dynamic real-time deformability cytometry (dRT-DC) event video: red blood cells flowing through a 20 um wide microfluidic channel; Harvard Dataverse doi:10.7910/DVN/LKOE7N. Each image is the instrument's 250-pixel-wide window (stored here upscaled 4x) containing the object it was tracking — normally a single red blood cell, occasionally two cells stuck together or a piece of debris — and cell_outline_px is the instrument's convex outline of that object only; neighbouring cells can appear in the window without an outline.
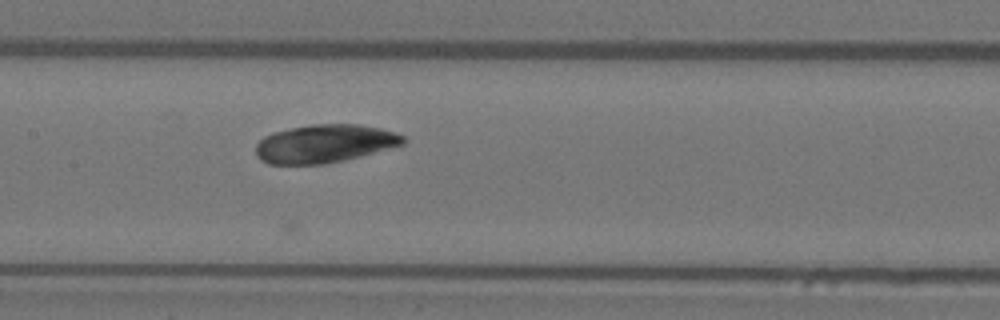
{"species": "Egyptian fruit bat (a non-hibernating species)", "species_latin": "Rousettus aegyptiacus", "temperature_condition": "warm", "stored_images_in_passage": 22, "camera_frame_rate_fps": 3000, "um_per_image_px": 0.085, "animal": {"sex": "female"}, "frame": {"image": 1, "passage_image": 11, "time_ms": 3.333, "image_size_px": [1000, 320], "cell_outline_px": [[408, 140], [404, 144], [344, 160], [324, 164], [268, 164], [260, 160], [256, 156], [256, 144], [264, 136], [276, 132], [292, 128], [312, 124], [360, 124], [380, 128], [404, 136]], "centroid_in_image_um": [27.58, 12.21], "position_along_channel_um": 179.8, "area_um2": 32.66}}